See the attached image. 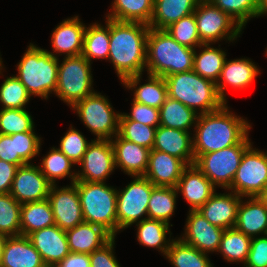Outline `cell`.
<instances>
[{
    "mask_svg": "<svg viewBox=\"0 0 267 267\" xmlns=\"http://www.w3.org/2000/svg\"><path fill=\"white\" fill-rule=\"evenodd\" d=\"M173 267H214L208 254L175 238L165 254Z\"/></svg>",
    "mask_w": 267,
    "mask_h": 267,
    "instance_id": "74e56055",
    "label": "cell"
},
{
    "mask_svg": "<svg viewBox=\"0 0 267 267\" xmlns=\"http://www.w3.org/2000/svg\"><path fill=\"white\" fill-rule=\"evenodd\" d=\"M195 49L179 44L165 29L150 28L147 37V74L166 77L193 70Z\"/></svg>",
    "mask_w": 267,
    "mask_h": 267,
    "instance_id": "3957f363",
    "label": "cell"
},
{
    "mask_svg": "<svg viewBox=\"0 0 267 267\" xmlns=\"http://www.w3.org/2000/svg\"><path fill=\"white\" fill-rule=\"evenodd\" d=\"M51 183L38 166L32 163L19 166L10 190V195L20 204L48 198Z\"/></svg>",
    "mask_w": 267,
    "mask_h": 267,
    "instance_id": "9a60e30c",
    "label": "cell"
},
{
    "mask_svg": "<svg viewBox=\"0 0 267 267\" xmlns=\"http://www.w3.org/2000/svg\"><path fill=\"white\" fill-rule=\"evenodd\" d=\"M58 65L55 95L72 107L76 102L95 92L91 64L82 55L69 56Z\"/></svg>",
    "mask_w": 267,
    "mask_h": 267,
    "instance_id": "52a82bcc",
    "label": "cell"
},
{
    "mask_svg": "<svg viewBox=\"0 0 267 267\" xmlns=\"http://www.w3.org/2000/svg\"><path fill=\"white\" fill-rule=\"evenodd\" d=\"M235 20L242 28L251 18H258V0H208Z\"/></svg>",
    "mask_w": 267,
    "mask_h": 267,
    "instance_id": "7bdbcfd3",
    "label": "cell"
},
{
    "mask_svg": "<svg viewBox=\"0 0 267 267\" xmlns=\"http://www.w3.org/2000/svg\"><path fill=\"white\" fill-rule=\"evenodd\" d=\"M164 78L168 97L180 101L199 115L219 110L225 104L218 95L216 84L193 70Z\"/></svg>",
    "mask_w": 267,
    "mask_h": 267,
    "instance_id": "5b68a950",
    "label": "cell"
},
{
    "mask_svg": "<svg viewBox=\"0 0 267 267\" xmlns=\"http://www.w3.org/2000/svg\"><path fill=\"white\" fill-rule=\"evenodd\" d=\"M28 238L47 267H55L70 253L66 232L57 225L35 231Z\"/></svg>",
    "mask_w": 267,
    "mask_h": 267,
    "instance_id": "d6986e66",
    "label": "cell"
},
{
    "mask_svg": "<svg viewBox=\"0 0 267 267\" xmlns=\"http://www.w3.org/2000/svg\"><path fill=\"white\" fill-rule=\"evenodd\" d=\"M257 198L267 209V187L257 196Z\"/></svg>",
    "mask_w": 267,
    "mask_h": 267,
    "instance_id": "11a10c76",
    "label": "cell"
},
{
    "mask_svg": "<svg viewBox=\"0 0 267 267\" xmlns=\"http://www.w3.org/2000/svg\"><path fill=\"white\" fill-rule=\"evenodd\" d=\"M70 109L76 111L96 139L112 140L118 134L120 113L114 111L105 95L95 91L76 102Z\"/></svg>",
    "mask_w": 267,
    "mask_h": 267,
    "instance_id": "9c48e42d",
    "label": "cell"
},
{
    "mask_svg": "<svg viewBox=\"0 0 267 267\" xmlns=\"http://www.w3.org/2000/svg\"><path fill=\"white\" fill-rule=\"evenodd\" d=\"M52 225H55V219L48 198L22 204L20 218L21 235L29 236L35 231Z\"/></svg>",
    "mask_w": 267,
    "mask_h": 267,
    "instance_id": "4dcf8cb0",
    "label": "cell"
},
{
    "mask_svg": "<svg viewBox=\"0 0 267 267\" xmlns=\"http://www.w3.org/2000/svg\"><path fill=\"white\" fill-rule=\"evenodd\" d=\"M251 239L236 228L225 229L217 252L227 262H241L244 265L248 258Z\"/></svg>",
    "mask_w": 267,
    "mask_h": 267,
    "instance_id": "f35d334b",
    "label": "cell"
},
{
    "mask_svg": "<svg viewBox=\"0 0 267 267\" xmlns=\"http://www.w3.org/2000/svg\"><path fill=\"white\" fill-rule=\"evenodd\" d=\"M185 226L181 241L206 254L218 251L224 229L209 223L198 210H189Z\"/></svg>",
    "mask_w": 267,
    "mask_h": 267,
    "instance_id": "2e32d148",
    "label": "cell"
},
{
    "mask_svg": "<svg viewBox=\"0 0 267 267\" xmlns=\"http://www.w3.org/2000/svg\"><path fill=\"white\" fill-rule=\"evenodd\" d=\"M21 206L10 193L0 194V234L21 235Z\"/></svg>",
    "mask_w": 267,
    "mask_h": 267,
    "instance_id": "b9f144b4",
    "label": "cell"
},
{
    "mask_svg": "<svg viewBox=\"0 0 267 267\" xmlns=\"http://www.w3.org/2000/svg\"><path fill=\"white\" fill-rule=\"evenodd\" d=\"M105 25L92 23L86 26L84 33L82 56L90 63L92 59L108 60L110 45V19H105Z\"/></svg>",
    "mask_w": 267,
    "mask_h": 267,
    "instance_id": "d590c367",
    "label": "cell"
},
{
    "mask_svg": "<svg viewBox=\"0 0 267 267\" xmlns=\"http://www.w3.org/2000/svg\"><path fill=\"white\" fill-rule=\"evenodd\" d=\"M194 17L203 44H215L222 39L233 42L242 34L243 28L220 8L208 0H200Z\"/></svg>",
    "mask_w": 267,
    "mask_h": 267,
    "instance_id": "8fae6325",
    "label": "cell"
},
{
    "mask_svg": "<svg viewBox=\"0 0 267 267\" xmlns=\"http://www.w3.org/2000/svg\"><path fill=\"white\" fill-rule=\"evenodd\" d=\"M131 104V113L123 112L129 120H134L156 128L159 126V109L135 101H132Z\"/></svg>",
    "mask_w": 267,
    "mask_h": 267,
    "instance_id": "c3c4849f",
    "label": "cell"
},
{
    "mask_svg": "<svg viewBox=\"0 0 267 267\" xmlns=\"http://www.w3.org/2000/svg\"><path fill=\"white\" fill-rule=\"evenodd\" d=\"M186 167L187 165L181 159L165 152L151 149L144 177L154 186L176 188Z\"/></svg>",
    "mask_w": 267,
    "mask_h": 267,
    "instance_id": "7402d4cb",
    "label": "cell"
},
{
    "mask_svg": "<svg viewBox=\"0 0 267 267\" xmlns=\"http://www.w3.org/2000/svg\"><path fill=\"white\" fill-rule=\"evenodd\" d=\"M111 12L105 17L121 22H138L149 25L154 9V0H114Z\"/></svg>",
    "mask_w": 267,
    "mask_h": 267,
    "instance_id": "1f68e13d",
    "label": "cell"
},
{
    "mask_svg": "<svg viewBox=\"0 0 267 267\" xmlns=\"http://www.w3.org/2000/svg\"><path fill=\"white\" fill-rule=\"evenodd\" d=\"M240 200L234 228L251 238L267 235V209L257 197Z\"/></svg>",
    "mask_w": 267,
    "mask_h": 267,
    "instance_id": "83f0119b",
    "label": "cell"
},
{
    "mask_svg": "<svg viewBox=\"0 0 267 267\" xmlns=\"http://www.w3.org/2000/svg\"><path fill=\"white\" fill-rule=\"evenodd\" d=\"M110 141L114 150L116 169L120 167L121 171L130 177L144 176L148 167L150 149L127 141L118 134Z\"/></svg>",
    "mask_w": 267,
    "mask_h": 267,
    "instance_id": "484cf974",
    "label": "cell"
},
{
    "mask_svg": "<svg viewBox=\"0 0 267 267\" xmlns=\"http://www.w3.org/2000/svg\"><path fill=\"white\" fill-rule=\"evenodd\" d=\"M1 56V55H0ZM3 61H2V58L0 57V75H3L2 74V70H4L3 68H4V66H3Z\"/></svg>",
    "mask_w": 267,
    "mask_h": 267,
    "instance_id": "9f6ffc18",
    "label": "cell"
},
{
    "mask_svg": "<svg viewBox=\"0 0 267 267\" xmlns=\"http://www.w3.org/2000/svg\"><path fill=\"white\" fill-rule=\"evenodd\" d=\"M18 165L0 160V194L10 193Z\"/></svg>",
    "mask_w": 267,
    "mask_h": 267,
    "instance_id": "816d5d0a",
    "label": "cell"
},
{
    "mask_svg": "<svg viewBox=\"0 0 267 267\" xmlns=\"http://www.w3.org/2000/svg\"><path fill=\"white\" fill-rule=\"evenodd\" d=\"M200 0H154L150 28L165 29L179 19L194 13Z\"/></svg>",
    "mask_w": 267,
    "mask_h": 267,
    "instance_id": "f546056e",
    "label": "cell"
},
{
    "mask_svg": "<svg viewBox=\"0 0 267 267\" xmlns=\"http://www.w3.org/2000/svg\"><path fill=\"white\" fill-rule=\"evenodd\" d=\"M80 197L84 222L102 226L113 237L117 234V188L106 182L74 183Z\"/></svg>",
    "mask_w": 267,
    "mask_h": 267,
    "instance_id": "8992f818",
    "label": "cell"
},
{
    "mask_svg": "<svg viewBox=\"0 0 267 267\" xmlns=\"http://www.w3.org/2000/svg\"><path fill=\"white\" fill-rule=\"evenodd\" d=\"M259 73L258 66L249 58L244 57L228 61L226 58L216 83L219 97L227 103L226 86H231L234 90L249 88Z\"/></svg>",
    "mask_w": 267,
    "mask_h": 267,
    "instance_id": "44dd1931",
    "label": "cell"
},
{
    "mask_svg": "<svg viewBox=\"0 0 267 267\" xmlns=\"http://www.w3.org/2000/svg\"><path fill=\"white\" fill-rule=\"evenodd\" d=\"M70 252L90 254L105 245L113 236L102 226L83 222L65 231Z\"/></svg>",
    "mask_w": 267,
    "mask_h": 267,
    "instance_id": "f1b7e54d",
    "label": "cell"
},
{
    "mask_svg": "<svg viewBox=\"0 0 267 267\" xmlns=\"http://www.w3.org/2000/svg\"><path fill=\"white\" fill-rule=\"evenodd\" d=\"M159 116L161 126L192 132L199 114L180 101L167 97L159 109Z\"/></svg>",
    "mask_w": 267,
    "mask_h": 267,
    "instance_id": "d6a6232c",
    "label": "cell"
},
{
    "mask_svg": "<svg viewBox=\"0 0 267 267\" xmlns=\"http://www.w3.org/2000/svg\"><path fill=\"white\" fill-rule=\"evenodd\" d=\"M31 95L15 76L6 77L0 86L1 109H25Z\"/></svg>",
    "mask_w": 267,
    "mask_h": 267,
    "instance_id": "ee69618b",
    "label": "cell"
},
{
    "mask_svg": "<svg viewBox=\"0 0 267 267\" xmlns=\"http://www.w3.org/2000/svg\"><path fill=\"white\" fill-rule=\"evenodd\" d=\"M4 238H5V236L0 234V251H1V247H2V243H3Z\"/></svg>",
    "mask_w": 267,
    "mask_h": 267,
    "instance_id": "6f0895ef",
    "label": "cell"
},
{
    "mask_svg": "<svg viewBox=\"0 0 267 267\" xmlns=\"http://www.w3.org/2000/svg\"><path fill=\"white\" fill-rule=\"evenodd\" d=\"M154 187L146 177L133 176L131 183L117 190V233L148 218V203Z\"/></svg>",
    "mask_w": 267,
    "mask_h": 267,
    "instance_id": "30bf717a",
    "label": "cell"
},
{
    "mask_svg": "<svg viewBox=\"0 0 267 267\" xmlns=\"http://www.w3.org/2000/svg\"><path fill=\"white\" fill-rule=\"evenodd\" d=\"M85 29L86 25L80 21L78 15L64 19L51 34L53 52L46 51L57 58L62 54L64 57L82 55Z\"/></svg>",
    "mask_w": 267,
    "mask_h": 267,
    "instance_id": "ac0fdd59",
    "label": "cell"
},
{
    "mask_svg": "<svg viewBox=\"0 0 267 267\" xmlns=\"http://www.w3.org/2000/svg\"><path fill=\"white\" fill-rule=\"evenodd\" d=\"M241 198L233 191L222 194L215 192L198 211L212 225L224 230L231 229L236 223Z\"/></svg>",
    "mask_w": 267,
    "mask_h": 267,
    "instance_id": "603a6c76",
    "label": "cell"
},
{
    "mask_svg": "<svg viewBox=\"0 0 267 267\" xmlns=\"http://www.w3.org/2000/svg\"><path fill=\"white\" fill-rule=\"evenodd\" d=\"M137 227V241L140 245L146 247H152L158 249L163 253L164 257L166 252L168 251L171 242L174 240L167 239V234L170 235L171 231L168 223L155 220V219H144L141 222L135 224Z\"/></svg>",
    "mask_w": 267,
    "mask_h": 267,
    "instance_id": "e575fe53",
    "label": "cell"
},
{
    "mask_svg": "<svg viewBox=\"0 0 267 267\" xmlns=\"http://www.w3.org/2000/svg\"><path fill=\"white\" fill-rule=\"evenodd\" d=\"M156 127L129 120L122 112L119 116L118 135L130 142L152 149Z\"/></svg>",
    "mask_w": 267,
    "mask_h": 267,
    "instance_id": "60d3db41",
    "label": "cell"
},
{
    "mask_svg": "<svg viewBox=\"0 0 267 267\" xmlns=\"http://www.w3.org/2000/svg\"><path fill=\"white\" fill-rule=\"evenodd\" d=\"M89 143L79 130L70 125L69 130L60 140L58 149L77 165L82 160Z\"/></svg>",
    "mask_w": 267,
    "mask_h": 267,
    "instance_id": "7dc6e473",
    "label": "cell"
},
{
    "mask_svg": "<svg viewBox=\"0 0 267 267\" xmlns=\"http://www.w3.org/2000/svg\"><path fill=\"white\" fill-rule=\"evenodd\" d=\"M165 30L181 45L195 49L203 44L198 34L194 13L172 23Z\"/></svg>",
    "mask_w": 267,
    "mask_h": 267,
    "instance_id": "bcb514c9",
    "label": "cell"
},
{
    "mask_svg": "<svg viewBox=\"0 0 267 267\" xmlns=\"http://www.w3.org/2000/svg\"><path fill=\"white\" fill-rule=\"evenodd\" d=\"M212 182L193 164L182 172L177 184V192L181 193L190 205L189 210H198L216 192Z\"/></svg>",
    "mask_w": 267,
    "mask_h": 267,
    "instance_id": "cb8c5ba5",
    "label": "cell"
},
{
    "mask_svg": "<svg viewBox=\"0 0 267 267\" xmlns=\"http://www.w3.org/2000/svg\"><path fill=\"white\" fill-rule=\"evenodd\" d=\"M59 58L52 56L46 49L30 43L21 61L17 64L15 75L25 86L31 97L39 96L47 100L56 92Z\"/></svg>",
    "mask_w": 267,
    "mask_h": 267,
    "instance_id": "277c9868",
    "label": "cell"
},
{
    "mask_svg": "<svg viewBox=\"0 0 267 267\" xmlns=\"http://www.w3.org/2000/svg\"><path fill=\"white\" fill-rule=\"evenodd\" d=\"M76 181L82 182H105L114 172V150L108 139H91L82 160L77 164Z\"/></svg>",
    "mask_w": 267,
    "mask_h": 267,
    "instance_id": "4fadbf2b",
    "label": "cell"
},
{
    "mask_svg": "<svg viewBox=\"0 0 267 267\" xmlns=\"http://www.w3.org/2000/svg\"><path fill=\"white\" fill-rule=\"evenodd\" d=\"M55 267H90L89 254L70 252Z\"/></svg>",
    "mask_w": 267,
    "mask_h": 267,
    "instance_id": "f5cc1de1",
    "label": "cell"
},
{
    "mask_svg": "<svg viewBox=\"0 0 267 267\" xmlns=\"http://www.w3.org/2000/svg\"><path fill=\"white\" fill-rule=\"evenodd\" d=\"M228 108L225 103L219 110L198 116L192 136L195 160L202 154L236 145L249 134L251 124Z\"/></svg>",
    "mask_w": 267,
    "mask_h": 267,
    "instance_id": "6da1fadb",
    "label": "cell"
},
{
    "mask_svg": "<svg viewBox=\"0 0 267 267\" xmlns=\"http://www.w3.org/2000/svg\"><path fill=\"white\" fill-rule=\"evenodd\" d=\"M41 143L35 132L0 134V160L18 166L31 163L40 154Z\"/></svg>",
    "mask_w": 267,
    "mask_h": 267,
    "instance_id": "e0dca14e",
    "label": "cell"
},
{
    "mask_svg": "<svg viewBox=\"0 0 267 267\" xmlns=\"http://www.w3.org/2000/svg\"><path fill=\"white\" fill-rule=\"evenodd\" d=\"M177 197L178 192L175 187L155 186L148 203V218L172 225L170 219L176 209Z\"/></svg>",
    "mask_w": 267,
    "mask_h": 267,
    "instance_id": "ab89813d",
    "label": "cell"
},
{
    "mask_svg": "<svg viewBox=\"0 0 267 267\" xmlns=\"http://www.w3.org/2000/svg\"><path fill=\"white\" fill-rule=\"evenodd\" d=\"M48 201L53 211L55 225L62 230L72 229L84 222L80 197L73 183L59 188L51 185Z\"/></svg>",
    "mask_w": 267,
    "mask_h": 267,
    "instance_id": "5bb4252c",
    "label": "cell"
},
{
    "mask_svg": "<svg viewBox=\"0 0 267 267\" xmlns=\"http://www.w3.org/2000/svg\"><path fill=\"white\" fill-rule=\"evenodd\" d=\"M33 118L26 109H0V134L34 131Z\"/></svg>",
    "mask_w": 267,
    "mask_h": 267,
    "instance_id": "f6af8a7d",
    "label": "cell"
},
{
    "mask_svg": "<svg viewBox=\"0 0 267 267\" xmlns=\"http://www.w3.org/2000/svg\"><path fill=\"white\" fill-rule=\"evenodd\" d=\"M267 187V151L253 148L244 152L229 192L241 197H257Z\"/></svg>",
    "mask_w": 267,
    "mask_h": 267,
    "instance_id": "7c38bea8",
    "label": "cell"
},
{
    "mask_svg": "<svg viewBox=\"0 0 267 267\" xmlns=\"http://www.w3.org/2000/svg\"><path fill=\"white\" fill-rule=\"evenodd\" d=\"M249 134L238 144L200 155L194 165L215 187L228 190L240 166L244 152L252 145Z\"/></svg>",
    "mask_w": 267,
    "mask_h": 267,
    "instance_id": "ba28073f",
    "label": "cell"
},
{
    "mask_svg": "<svg viewBox=\"0 0 267 267\" xmlns=\"http://www.w3.org/2000/svg\"><path fill=\"white\" fill-rule=\"evenodd\" d=\"M192 133L159 125L156 128L153 150L181 159L187 166L195 163Z\"/></svg>",
    "mask_w": 267,
    "mask_h": 267,
    "instance_id": "d4e9b609",
    "label": "cell"
},
{
    "mask_svg": "<svg viewBox=\"0 0 267 267\" xmlns=\"http://www.w3.org/2000/svg\"><path fill=\"white\" fill-rule=\"evenodd\" d=\"M0 267H47L28 236H5Z\"/></svg>",
    "mask_w": 267,
    "mask_h": 267,
    "instance_id": "ffe728a7",
    "label": "cell"
},
{
    "mask_svg": "<svg viewBox=\"0 0 267 267\" xmlns=\"http://www.w3.org/2000/svg\"><path fill=\"white\" fill-rule=\"evenodd\" d=\"M114 247L115 237H112L101 248L90 253V267H121L115 257Z\"/></svg>",
    "mask_w": 267,
    "mask_h": 267,
    "instance_id": "681fc988",
    "label": "cell"
},
{
    "mask_svg": "<svg viewBox=\"0 0 267 267\" xmlns=\"http://www.w3.org/2000/svg\"><path fill=\"white\" fill-rule=\"evenodd\" d=\"M74 165L57 147H52L46 156H43L38 167L47 180L52 185H56L58 179L65 177L70 178L71 184L76 182L77 171L72 169Z\"/></svg>",
    "mask_w": 267,
    "mask_h": 267,
    "instance_id": "8d00e7d4",
    "label": "cell"
},
{
    "mask_svg": "<svg viewBox=\"0 0 267 267\" xmlns=\"http://www.w3.org/2000/svg\"><path fill=\"white\" fill-rule=\"evenodd\" d=\"M259 14L258 17H262L267 14V0H258Z\"/></svg>",
    "mask_w": 267,
    "mask_h": 267,
    "instance_id": "db71d44e",
    "label": "cell"
},
{
    "mask_svg": "<svg viewBox=\"0 0 267 267\" xmlns=\"http://www.w3.org/2000/svg\"><path fill=\"white\" fill-rule=\"evenodd\" d=\"M149 30V25L144 23L110 19L108 61L113 64L121 82L132 75H143Z\"/></svg>",
    "mask_w": 267,
    "mask_h": 267,
    "instance_id": "7a4b0ae2",
    "label": "cell"
},
{
    "mask_svg": "<svg viewBox=\"0 0 267 267\" xmlns=\"http://www.w3.org/2000/svg\"><path fill=\"white\" fill-rule=\"evenodd\" d=\"M147 83L140 84L142 74L125 78L121 84L133 90V101L160 109L168 97L167 84L164 77L147 74Z\"/></svg>",
    "mask_w": 267,
    "mask_h": 267,
    "instance_id": "4316f807",
    "label": "cell"
},
{
    "mask_svg": "<svg viewBox=\"0 0 267 267\" xmlns=\"http://www.w3.org/2000/svg\"><path fill=\"white\" fill-rule=\"evenodd\" d=\"M244 267H267V235L251 239L248 258Z\"/></svg>",
    "mask_w": 267,
    "mask_h": 267,
    "instance_id": "f907efd6",
    "label": "cell"
},
{
    "mask_svg": "<svg viewBox=\"0 0 267 267\" xmlns=\"http://www.w3.org/2000/svg\"><path fill=\"white\" fill-rule=\"evenodd\" d=\"M211 45L213 44L199 45L198 48L201 50L199 54L195 48L193 71L216 84L227 54L222 48H219L220 45L218 48Z\"/></svg>",
    "mask_w": 267,
    "mask_h": 267,
    "instance_id": "836d02e7",
    "label": "cell"
}]
</instances>
